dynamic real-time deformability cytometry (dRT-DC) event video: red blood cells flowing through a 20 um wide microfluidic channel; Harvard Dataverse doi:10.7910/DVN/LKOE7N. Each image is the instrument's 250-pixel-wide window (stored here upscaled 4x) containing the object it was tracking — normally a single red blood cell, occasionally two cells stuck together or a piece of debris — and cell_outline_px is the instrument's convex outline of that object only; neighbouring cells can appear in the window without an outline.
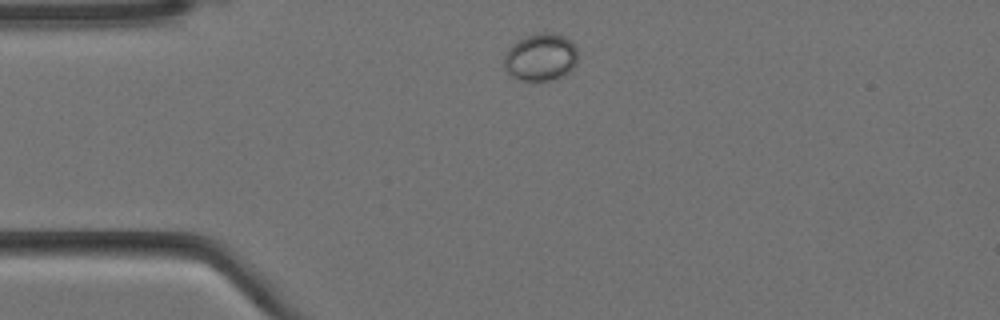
{"species": "Egyptian fruit bat (a non-hibernating species)", "species_latin": "Rousettus aegyptiacus", "temperature_condition": "cold", "stored_images_in_passage": 3, "camera_frame_rate_fps": 3000, "um_per_image_px": 0.085, "animal": {"sex": "female"}, "frame": {"image": 1, "passage_image": 1, "time_ms": 0.0, "image_size_px": [1000, 320], "cell_outline_px": [[576, 64], [564, 76], [548, 80], [520, 80], [508, 76], [504, 68], [504, 56], [508, 48], [516, 40], [524, 36], [540, 32], [552, 32], [564, 36], [572, 40], [576, 48]], "centroid_in_image_um": [45.92, 4.84], "position_along_channel_um": 39.1, "area_um2": 20.75}}
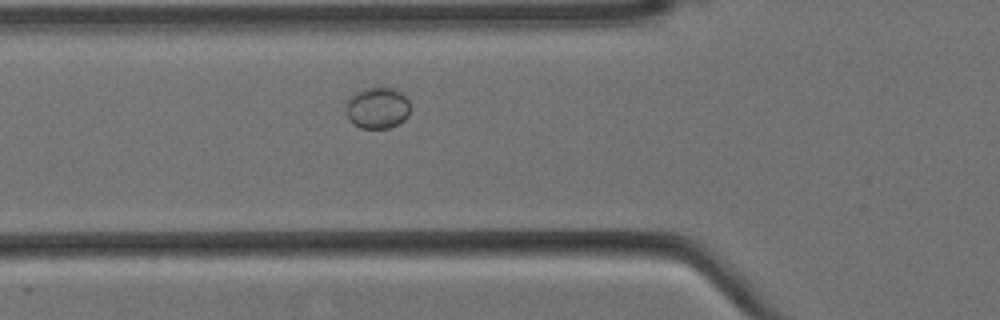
{"frame": {"image": 2, "passage_image": 3, "time_ms": 0.667, "image_size_px": [1000, 320], "cell_outline_px": [[408, 116], [404, 120], [388, 128], [360, 128], [352, 124], [348, 120], [348, 100], [356, 92], [364, 88], [392, 88], [400, 92], [408, 100]], "centroid_in_image_um": [32.07, 9.19], "position_along_channel_um": 93.7, "area_um2": 15.14}}